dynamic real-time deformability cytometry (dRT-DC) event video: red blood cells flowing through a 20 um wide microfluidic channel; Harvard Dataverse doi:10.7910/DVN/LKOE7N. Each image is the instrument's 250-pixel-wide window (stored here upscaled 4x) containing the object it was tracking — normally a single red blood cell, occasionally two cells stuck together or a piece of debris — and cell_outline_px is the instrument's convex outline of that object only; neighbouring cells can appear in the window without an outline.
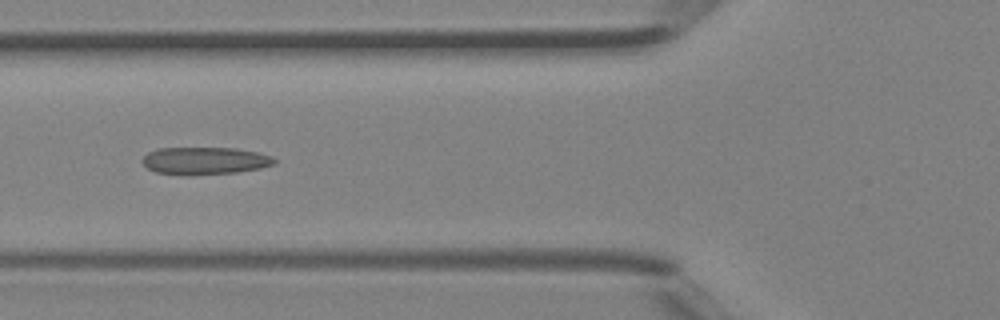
{"species": "Egyptian fruit bat (a non-hibernating species)", "species_latin": "Rousettus aegyptiacus", "temperature_condition": "room temperature", "stored_images_in_passage": 5, "camera_frame_rate_fps": 3000, "um_per_image_px": 0.085, "animal": {"sex": "female"}, "frame": {"image": 1, "passage_image": 5, "time_ms": 1.333, "image_size_px": [1000, 320], "cell_outline_px": [[276, 164], [260, 168], [236, 172], [192, 176], [188, 176], [156, 172], [148, 168], [144, 164], [144, 156], [148, 152], [156, 148], [236, 148], [260, 152], [272, 156], [276, 160]], "centroid_in_image_um": [17.45, 13.67], "position_along_channel_um": 108.4, "area_um2": 21.33}}